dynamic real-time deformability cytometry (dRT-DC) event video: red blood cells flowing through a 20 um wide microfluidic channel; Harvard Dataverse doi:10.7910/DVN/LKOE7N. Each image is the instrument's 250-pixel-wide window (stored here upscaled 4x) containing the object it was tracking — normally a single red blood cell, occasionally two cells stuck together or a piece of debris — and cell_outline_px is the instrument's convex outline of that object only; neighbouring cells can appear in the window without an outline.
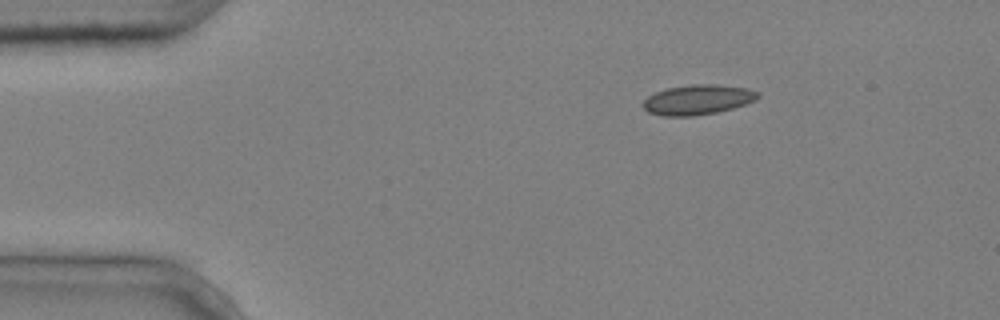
{"species": "common noctule bat (a hibernating species)", "species_latin": "Nyctalus noctula", "temperature_condition": "cold", "stored_images_in_passage": 3, "camera_frame_rate_fps": 3000, "um_per_image_px": 0.085, "animal": {"sex": "male", "body_mass_g": 20.4}, "frame": {"image": 1, "passage_image": 1, "time_ms": 0.0, "image_size_px": [1000, 320], "cell_outline_px": [[760, 96], [756, 100], [732, 108], [716, 112], [692, 116], [664, 116], [648, 112], [640, 104], [648, 96], [656, 92], [668, 88], [692, 84], [716, 84], [748, 88], [760, 92]], "centroid_in_image_um": [59.31, 8.47], "position_along_channel_um": 25.7, "area_um2": 20.06}}
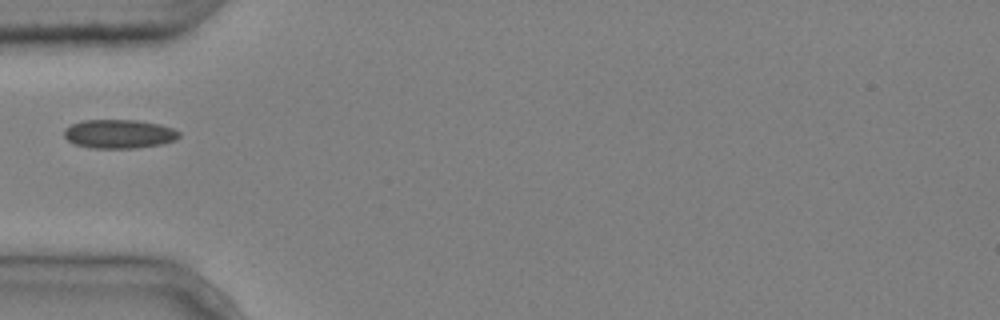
{"frame": {"image": 2, "passage_image": 3, "time_ms": 0.667, "image_size_px": [1000, 320], "cell_outline_px": [[180, 136], [176, 140], [160, 144], [136, 148], [88, 148], [76, 144], [68, 140], [64, 136], [64, 128], [80, 120], [136, 120], [160, 124], [172, 128], [180, 132]], "centroid_in_image_um": [10.11, 11.38], "position_along_channel_um": 74.9, "area_um2": 19.42}}